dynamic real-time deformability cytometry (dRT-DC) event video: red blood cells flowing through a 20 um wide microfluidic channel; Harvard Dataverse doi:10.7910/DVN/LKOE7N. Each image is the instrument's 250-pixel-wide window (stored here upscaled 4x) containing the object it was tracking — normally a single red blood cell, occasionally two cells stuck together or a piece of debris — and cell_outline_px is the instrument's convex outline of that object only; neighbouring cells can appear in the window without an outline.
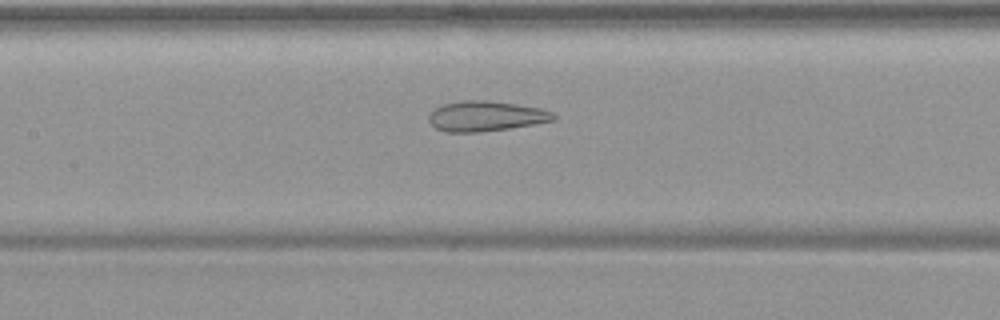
{"species": "common noctule bat (a hibernating species)", "species_latin": "Nyctalus noctula", "temperature_condition": "warm", "stored_images_in_passage": 54, "camera_frame_rate_fps": 3000, "um_per_image_px": 0.085, "animal": {"sex": "female", "body_mass_g": 19.9}, "frame": {"image": 1, "passage_image": 26, "time_ms": 8.333, "image_size_px": [1000, 320], "cell_outline_px": [[556, 120], [508, 128], [476, 132], [444, 132], [436, 128], [428, 120], [428, 116], [436, 108], [444, 104], [464, 100], [484, 100], [516, 104], [540, 108], [552, 112], [556, 116]], "centroid_in_image_um": [41.29, 9.87], "position_along_channel_um": 166.1, "area_um2": 21.68}}
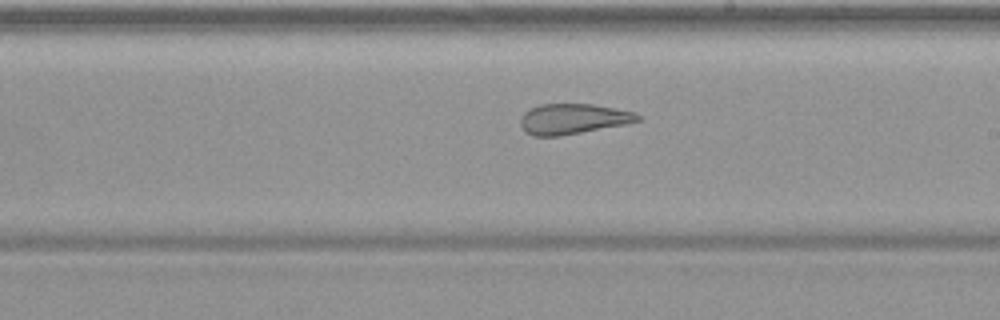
{"frame": {"image": 2, "passage_image": 32, "time_ms": 10.333, "image_size_px": [1000, 320], "cell_outline_px": [[640, 120], [624, 124], [560, 136], [532, 136], [524, 132], [520, 124], [520, 120], [524, 112], [540, 104], [592, 104], [616, 108], [632, 112], [640, 116]], "centroid_in_image_um": [48.65, 10.11], "position_along_channel_um": 240.4, "area_um2": 20.58}}
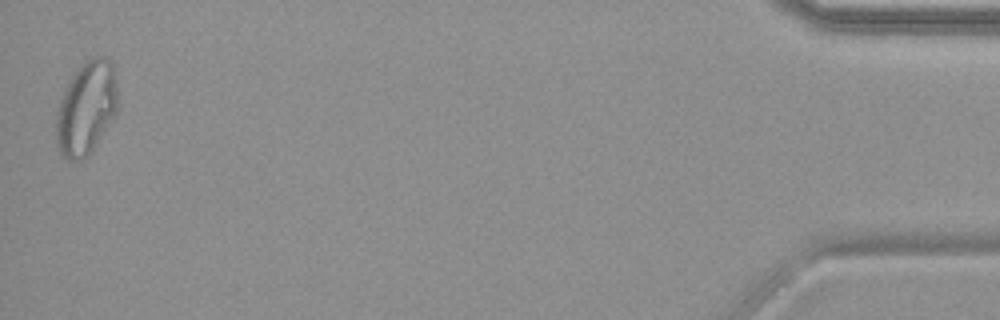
{"frame": {"image": 3, "passage_image": 54, "time_ms": 17.667, "image_size_px": [1000, 320], "cell_outline_px": [[116, 112], [88, 156], [76, 160], [68, 160], [60, 156], [56, 148], [56, 112], [60, 100], [72, 76], [84, 60], [92, 56], [104, 56], [112, 64], [116, 88]], "centroid_in_image_um": [7.29, 9.21], "position_along_channel_um": 427.9, "area_um2": 33.12}, "authors_computed_cell_mechanics": {"area_um2": 28.4376, "velocity_mm_per_s": 3.7326, "shape_relaxation_time_tau1_ms": null, "shape_relaxation_time_tau2_ms": 1.6655, "deformation_change_tau1": null, "deformation_change_tau2": 0.1096}}